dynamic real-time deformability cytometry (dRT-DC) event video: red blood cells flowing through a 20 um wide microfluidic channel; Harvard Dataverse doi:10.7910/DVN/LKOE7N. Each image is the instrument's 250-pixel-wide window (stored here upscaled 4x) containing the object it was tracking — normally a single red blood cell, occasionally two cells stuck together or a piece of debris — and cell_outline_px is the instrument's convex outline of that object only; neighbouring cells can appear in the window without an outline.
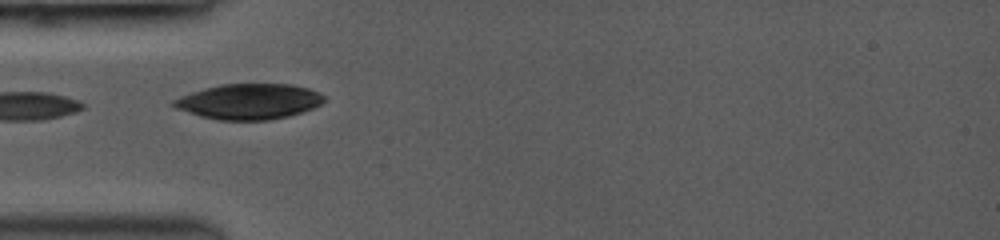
{"species": "common noctule bat (a hibernating species)", "species_latin": "Nyctalus noctula", "temperature_condition": "room temperature", "stored_images_in_passage": 17, "camera_frame_rate_fps": 3000, "um_per_image_px": 0.085, "animal": {"sex": "female", "body_mass_g": 19.0, "forearm_length_mm": 53.3}, "frame": {"image": 1, "passage_image": 6, "time_ms": 4.333, "image_size_px": [1000, 240], "cell_outline_px": [[324, 100], [320, 104], [312, 108], [288, 116], [268, 120], [216, 120], [200, 116], [176, 108], [172, 104], [172, 100], [180, 96], [204, 88], [220, 84], [288, 84], [308, 88], [320, 92], [324, 96]], "centroid_in_image_um": [21.15, 8.62], "position_along_channel_um": 63.9, "area_um2": 30.98}}